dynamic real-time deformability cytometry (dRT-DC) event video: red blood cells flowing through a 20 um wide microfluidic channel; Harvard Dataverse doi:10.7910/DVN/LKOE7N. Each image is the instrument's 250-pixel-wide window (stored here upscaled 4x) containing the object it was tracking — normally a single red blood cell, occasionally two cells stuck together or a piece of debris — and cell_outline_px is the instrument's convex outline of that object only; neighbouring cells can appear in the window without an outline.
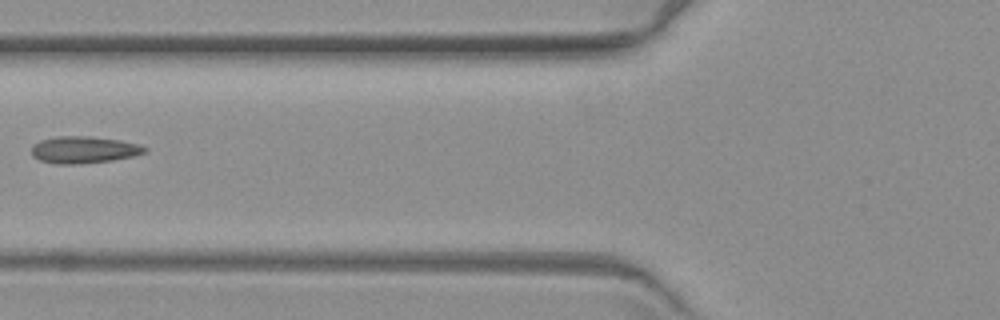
{"species": "common noctule bat (a hibernating species)", "species_latin": "Nyctalus noctula", "temperature_condition": "warm", "stored_images_in_passage": 7, "camera_frame_rate_fps": 3000, "um_per_image_px": 0.085, "animal": {"sex": "female", "body_mass_g": 19.3, "forearm_length_mm": 54.1}, "frame": {"image": 1, "passage_image": 6, "time_ms": 7.333, "image_size_px": [1000, 320], "cell_outline_px": [[148, 148], [144, 152], [132, 156], [112, 160], [80, 164], [56, 164], [40, 160], [32, 156], [32, 144], [40, 140], [56, 136], [88, 136], [120, 140], [136, 144]], "centroid_in_image_um": [7.07, 12.73], "position_along_channel_um": 118.7, "area_um2": 17.69}}
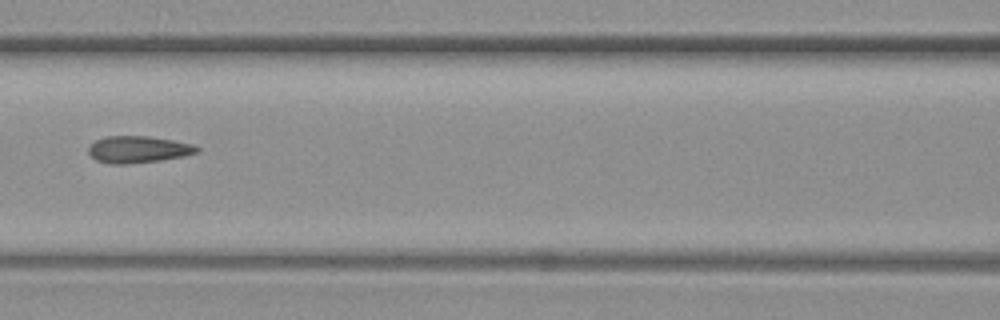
{"frame": {"image": 2, "passage_image": 7, "time_ms": 8.333, "image_size_px": [1000, 320], "cell_outline_px": [[200, 152], [184, 156], [160, 160], [128, 164], [108, 164], [96, 160], [88, 152], [88, 144], [104, 136], [148, 136], [172, 140], [192, 144], [200, 148]], "centroid_in_image_um": [11.72, 12.7], "position_along_channel_um": 154.9, "area_um2": 17.11}}